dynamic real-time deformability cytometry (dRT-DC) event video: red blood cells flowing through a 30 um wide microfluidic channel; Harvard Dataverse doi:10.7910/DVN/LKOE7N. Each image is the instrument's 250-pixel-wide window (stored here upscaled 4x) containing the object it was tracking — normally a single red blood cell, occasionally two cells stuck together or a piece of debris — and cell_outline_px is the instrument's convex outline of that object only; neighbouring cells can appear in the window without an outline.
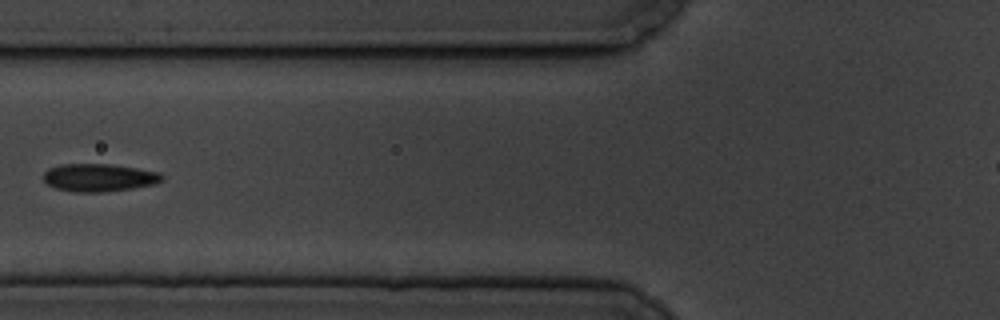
{"species": "common noctule bat (a hibernating species)", "species_latin": "Nyctalus noctula", "temperature_condition": "cold", "stored_images_in_passage": 6, "camera_frame_rate_fps": 3000, "um_per_image_px": 0.085, "animal": {"sex": "male", "body_mass_g": 19.5, "forearm_length_mm": 54.6}, "frame": {"image": 1, "passage_image": 6, "time_ms": 6.667, "image_size_px": [1000, 320], "cell_outline_px": [[164, 180], [156, 184], [132, 188], [104, 192], [72, 192], [56, 188], [48, 184], [44, 180], [44, 172], [48, 168], [60, 164], [108, 164], [136, 168], [160, 172], [164, 176]], "centroid_in_image_um": [8.43, 15.1], "position_along_channel_um": 117.4, "area_um2": 19.31}}